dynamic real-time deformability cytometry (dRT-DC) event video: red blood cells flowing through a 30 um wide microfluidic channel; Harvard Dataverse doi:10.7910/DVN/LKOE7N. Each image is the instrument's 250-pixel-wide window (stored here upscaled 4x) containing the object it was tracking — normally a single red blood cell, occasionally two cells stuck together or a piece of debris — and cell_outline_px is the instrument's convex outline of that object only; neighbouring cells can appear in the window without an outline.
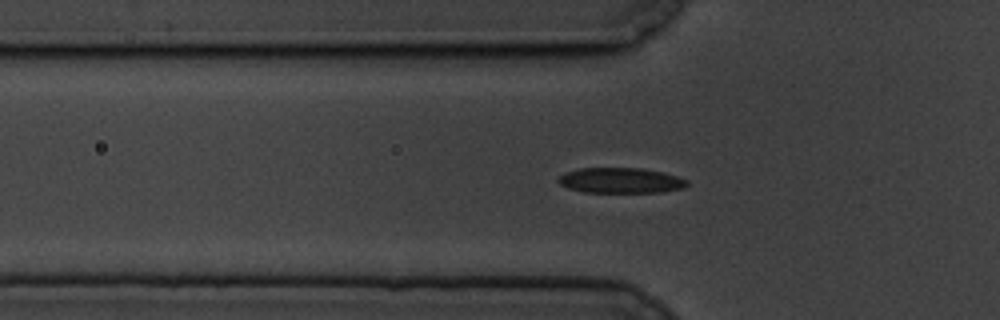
{"species": "common noctule bat (a hibernating species)", "species_latin": "Nyctalus noctula", "temperature_condition": "cold", "stored_images_in_passage": 48, "camera_frame_rate_fps": 3000, "um_per_image_px": 0.085, "animal": {"sex": "male", "body_mass_g": 19.5, "forearm_length_mm": 54.6}, "frame": {"image": 1, "passage_image": 6, "time_ms": 1.667, "image_size_px": [1000, 320], "cell_outline_px": [[688, 184], [684, 188], [660, 192], [584, 192], [568, 188], [560, 184], [556, 180], [564, 172], [580, 168], [644, 168], [676, 176], [688, 180]], "centroid_in_image_um": [52.73, 15.34], "position_along_channel_um": 73.1, "area_um2": 19.02}}
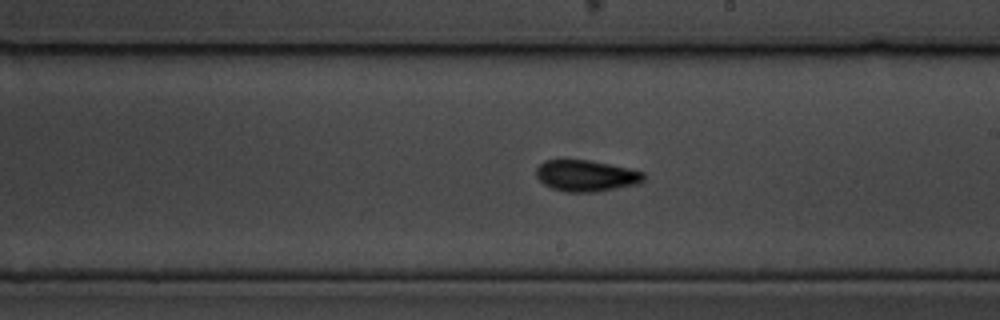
{"frame": {"image": 2, "passage_image": 21, "time_ms": 6.667, "image_size_px": [1000, 320], "cell_outline_px": [[648, 176], [640, 184], [596, 192], [564, 192], [552, 188], [544, 184], [536, 176], [536, 168], [544, 160], [588, 160], [628, 168], [644, 172]], "centroid_in_image_um": [49.86, 14.95], "position_along_channel_um": 239.1, "area_um2": 19.77}}
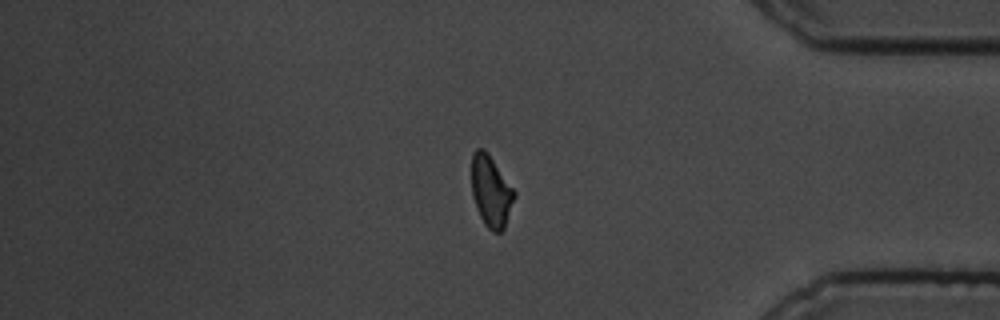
{"frame": {"image": 3, "passage_image": 37, "time_ms": 12.0, "image_size_px": [1000, 320], "cell_outline_px": [[516, 196], [504, 228], [500, 232], [492, 232], [484, 224], [476, 208], [472, 196], [472, 152], [476, 148], [484, 148], [488, 152], [516, 192]], "centroid_in_image_um": [41.73, 16.24], "position_along_channel_um": 393.5, "area_um2": 17.92}, "authors_computed_cell_mechanics": {"area_um2": 18.7561, "velocity_mm_per_s": 3.3227, "shape_relaxation_time_tau1_ms": 2.5998, "shape_relaxation_time_tau2_ms": 3.2484, "deformation_change_tau1": 0.1132, "deformation_change_tau2": 0.0864}}